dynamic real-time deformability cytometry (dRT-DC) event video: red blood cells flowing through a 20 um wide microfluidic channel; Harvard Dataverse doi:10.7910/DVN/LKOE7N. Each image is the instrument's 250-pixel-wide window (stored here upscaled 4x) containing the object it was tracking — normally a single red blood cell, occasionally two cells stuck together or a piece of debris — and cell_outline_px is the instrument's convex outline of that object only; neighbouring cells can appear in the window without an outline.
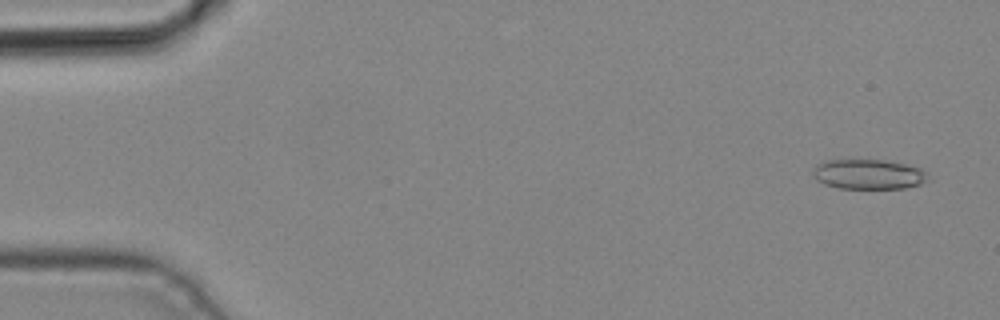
{"species": "common noctule bat (a hibernating species)", "species_latin": "Nyctalus noctula", "temperature_condition": "cold", "stored_images_in_passage": 3, "camera_frame_rate_fps": 3000, "um_per_image_px": 0.085, "animal": {"sex": "male", "body_mass_g": 19.2, "forearm_length_mm": 51.8}, "frame": {"image": 1, "passage_image": 1, "time_ms": 0.0, "image_size_px": [1000, 320], "cell_outline_px": [[928, 180], [920, 184], [904, 188], [840, 188], [824, 184], [816, 180], [812, 172], [816, 164], [828, 160], [884, 160], [908, 164], [920, 168], [924, 172]], "centroid_in_image_um": [73.8, 14.81], "position_along_channel_um": 11.2, "area_um2": 19.94}}